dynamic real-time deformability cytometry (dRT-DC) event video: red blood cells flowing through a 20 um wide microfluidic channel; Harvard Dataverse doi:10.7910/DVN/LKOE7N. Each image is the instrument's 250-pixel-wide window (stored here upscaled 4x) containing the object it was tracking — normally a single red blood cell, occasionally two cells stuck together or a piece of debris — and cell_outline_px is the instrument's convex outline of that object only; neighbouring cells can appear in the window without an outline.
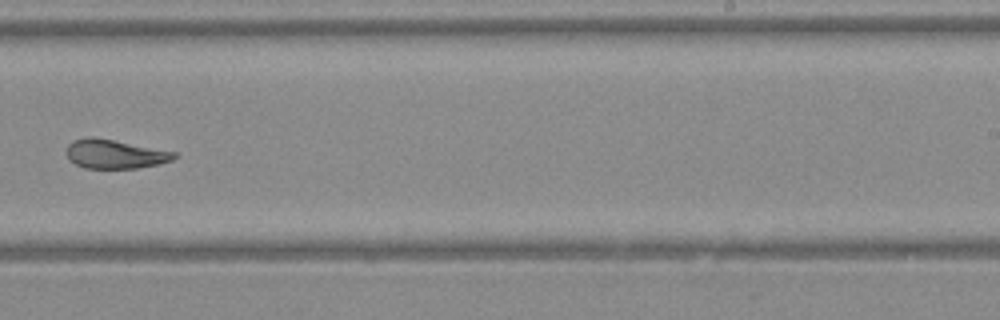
{"species": "Egyptian fruit bat (a non-hibernating species)", "species_latin": "Rousettus aegyptiacus", "temperature_condition": "warm", "stored_images_in_passage": 34, "camera_frame_rate_fps": 3000, "um_per_image_px": 0.085, "animal": {"sex": "female"}, "frame": {"image": 1, "passage_image": 20, "time_ms": 6.333, "image_size_px": [1000, 320], "cell_outline_px": [[176, 156], [172, 160], [160, 164], [136, 168], [84, 168], [68, 160], [64, 152], [68, 144], [72, 140], [88, 136], [92, 136], [176, 152]], "centroid_in_image_um": [9.69, 13.09], "position_along_channel_um": 279.3, "area_um2": 18.32}}
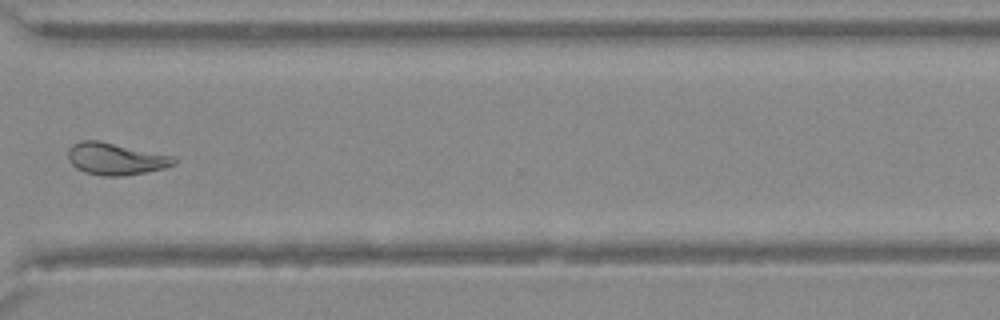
{"frame": {"image": 2, "passage_image": 25, "time_ms": 8.0, "image_size_px": [1000, 320], "cell_outline_px": [[176, 164], [164, 168], [124, 176], [104, 176], [84, 172], [76, 168], [68, 160], [68, 148], [72, 144], [80, 140], [100, 140], [172, 156], [176, 160]], "centroid_in_image_um": [9.78, 13.49], "position_along_channel_um": 360.8, "area_um2": 19.77}}